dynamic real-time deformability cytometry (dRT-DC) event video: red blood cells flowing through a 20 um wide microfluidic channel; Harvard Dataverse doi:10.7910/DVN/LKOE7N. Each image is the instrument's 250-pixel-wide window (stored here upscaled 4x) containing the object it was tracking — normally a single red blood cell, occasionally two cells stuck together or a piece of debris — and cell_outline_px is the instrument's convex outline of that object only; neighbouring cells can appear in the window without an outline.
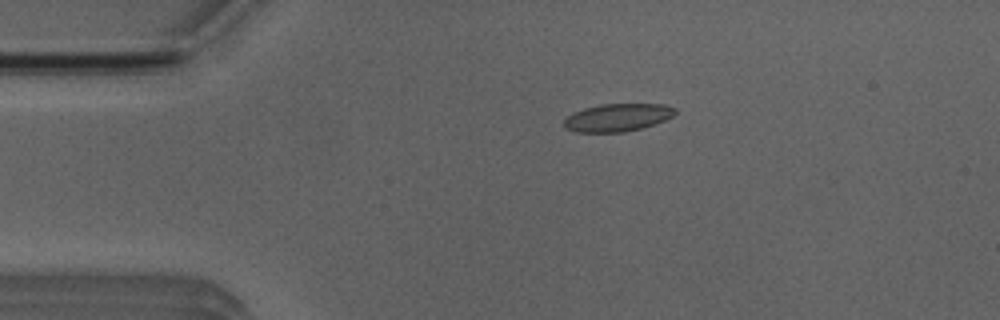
{"species": "Egyptian fruit bat (a non-hibernating species)", "species_latin": "Rousettus aegyptiacus", "temperature_condition": "room temperature", "stored_images_in_passage": 3, "camera_frame_rate_fps": 3000, "um_per_image_px": 0.085, "animal": {"sex": "male"}, "frame": {"image": 1, "passage_image": 2, "time_ms": 1.333, "image_size_px": [1000, 320], "cell_outline_px": [[676, 112], [672, 116], [664, 120], [640, 128], [624, 132], [576, 132], [564, 128], [564, 120], [572, 112], [584, 108], [600, 104], [664, 104], [676, 108]], "centroid_in_image_um": [52.45, 9.98], "position_along_channel_um": 32.5, "area_um2": 17.92}}